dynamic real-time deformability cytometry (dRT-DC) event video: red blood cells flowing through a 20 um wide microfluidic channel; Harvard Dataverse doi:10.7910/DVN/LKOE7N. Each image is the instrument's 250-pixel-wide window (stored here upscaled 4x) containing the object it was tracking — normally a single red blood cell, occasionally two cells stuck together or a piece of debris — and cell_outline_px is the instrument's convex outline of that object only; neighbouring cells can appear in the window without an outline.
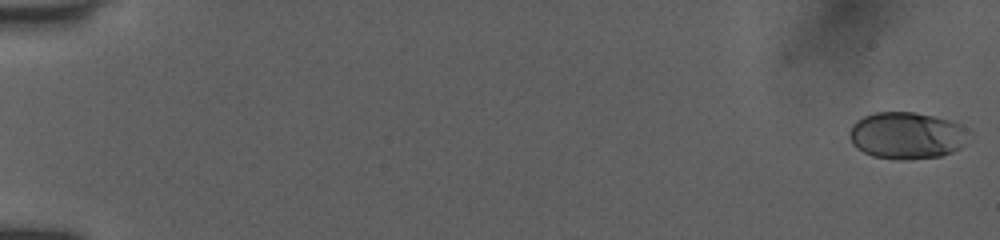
{"species": "human", "species_latin": "Homo sapiens", "temperature_condition": "room temperature", "stored_images_in_passage": 28, "camera_frame_rate_fps": 3000, "um_per_image_px": 0.085, "donor": {"sex": "female"}, "frame": {"image": 1, "passage_image": 1, "time_ms": 0.0, "image_size_px": [1000, 240], "cell_outline_px": [[972, 140], [960, 148], [952, 152], [940, 156], [908, 160], [900, 160], [872, 156], [856, 148], [852, 144], [848, 136], [852, 124], [856, 120], [864, 116], [876, 112], [916, 112], [948, 120], [960, 124], [964, 128]], "centroid_in_image_um": [77.07, 11.53], "position_along_channel_um": 7.9, "area_um2": 32.95}}
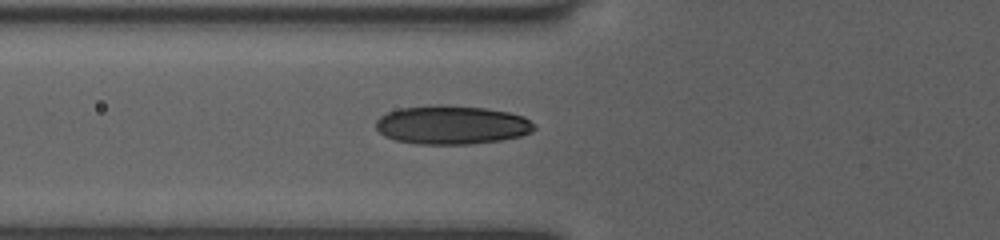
{"frame": {"image": 2, "passage_image": 18, "time_ms": 6.667, "image_size_px": [1000, 240], "cell_outline_px": [[536, 128], [532, 132], [520, 136], [504, 140], [468, 144], [416, 144], [396, 140], [384, 136], [376, 128], [376, 120], [380, 116], [388, 112], [400, 108], [436, 104], [440, 104], [484, 108], [508, 112], [524, 116], [536, 124]], "centroid_in_image_um": [38.42, 10.62], "position_along_channel_um": 87.4, "area_um2": 36.01}}
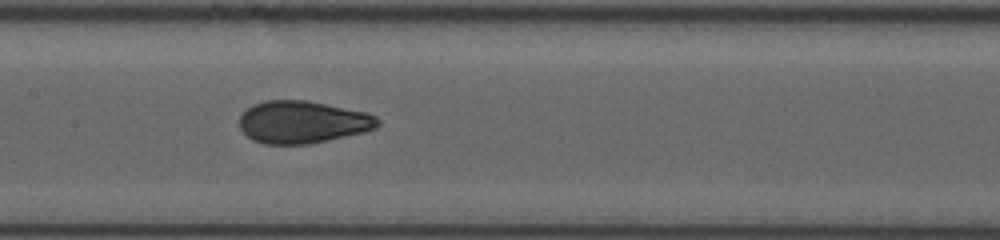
{"frame": {"image": 3, "passage_image": 27, "time_ms": 9.0, "image_size_px": [1000, 240], "cell_outline_px": [[380, 124], [376, 128], [364, 132], [308, 144], [264, 144], [252, 140], [240, 128], [240, 116], [252, 104], [264, 100], [308, 100], [368, 112], [376, 116], [380, 120]], "centroid_in_image_um": [25.74, 10.36], "position_along_channel_um": 181.7, "area_um2": 34.33}}